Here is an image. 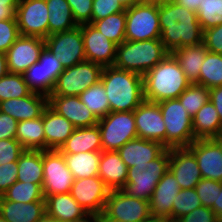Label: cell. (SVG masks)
Instances as JSON below:
<instances>
[{
	"label": "cell",
	"instance_id": "obj_52",
	"mask_svg": "<svg viewBox=\"0 0 222 222\" xmlns=\"http://www.w3.org/2000/svg\"><path fill=\"white\" fill-rule=\"evenodd\" d=\"M175 222H217L214 211L205 206H201L191 213L181 216Z\"/></svg>",
	"mask_w": 222,
	"mask_h": 222
},
{
	"label": "cell",
	"instance_id": "obj_56",
	"mask_svg": "<svg viewBox=\"0 0 222 222\" xmlns=\"http://www.w3.org/2000/svg\"><path fill=\"white\" fill-rule=\"evenodd\" d=\"M173 1L194 12H197L199 4H201L202 2V0H173Z\"/></svg>",
	"mask_w": 222,
	"mask_h": 222
},
{
	"label": "cell",
	"instance_id": "obj_39",
	"mask_svg": "<svg viewBox=\"0 0 222 222\" xmlns=\"http://www.w3.org/2000/svg\"><path fill=\"white\" fill-rule=\"evenodd\" d=\"M31 93L22 74L8 72L0 78V102L28 96Z\"/></svg>",
	"mask_w": 222,
	"mask_h": 222
},
{
	"label": "cell",
	"instance_id": "obj_22",
	"mask_svg": "<svg viewBox=\"0 0 222 222\" xmlns=\"http://www.w3.org/2000/svg\"><path fill=\"white\" fill-rule=\"evenodd\" d=\"M181 190L173 173L168 169L155 187L149 200L152 216L168 217L172 220V207L175 196Z\"/></svg>",
	"mask_w": 222,
	"mask_h": 222
},
{
	"label": "cell",
	"instance_id": "obj_19",
	"mask_svg": "<svg viewBox=\"0 0 222 222\" xmlns=\"http://www.w3.org/2000/svg\"><path fill=\"white\" fill-rule=\"evenodd\" d=\"M169 170L175 176L181 189H193L202 179L194 154L187 148L169 149Z\"/></svg>",
	"mask_w": 222,
	"mask_h": 222
},
{
	"label": "cell",
	"instance_id": "obj_13",
	"mask_svg": "<svg viewBox=\"0 0 222 222\" xmlns=\"http://www.w3.org/2000/svg\"><path fill=\"white\" fill-rule=\"evenodd\" d=\"M110 189L99 176L75 179L70 194L92 217L103 214Z\"/></svg>",
	"mask_w": 222,
	"mask_h": 222
},
{
	"label": "cell",
	"instance_id": "obj_7",
	"mask_svg": "<svg viewBox=\"0 0 222 222\" xmlns=\"http://www.w3.org/2000/svg\"><path fill=\"white\" fill-rule=\"evenodd\" d=\"M102 151H117L138 137L133 111L110 112L98 119Z\"/></svg>",
	"mask_w": 222,
	"mask_h": 222
},
{
	"label": "cell",
	"instance_id": "obj_67",
	"mask_svg": "<svg viewBox=\"0 0 222 222\" xmlns=\"http://www.w3.org/2000/svg\"><path fill=\"white\" fill-rule=\"evenodd\" d=\"M216 221L217 222H222V213H219L216 215Z\"/></svg>",
	"mask_w": 222,
	"mask_h": 222
},
{
	"label": "cell",
	"instance_id": "obj_59",
	"mask_svg": "<svg viewBox=\"0 0 222 222\" xmlns=\"http://www.w3.org/2000/svg\"><path fill=\"white\" fill-rule=\"evenodd\" d=\"M144 222H175L172 221L170 218L168 217H160V216H150L146 221Z\"/></svg>",
	"mask_w": 222,
	"mask_h": 222
},
{
	"label": "cell",
	"instance_id": "obj_54",
	"mask_svg": "<svg viewBox=\"0 0 222 222\" xmlns=\"http://www.w3.org/2000/svg\"><path fill=\"white\" fill-rule=\"evenodd\" d=\"M209 100L214 105L222 122V86L209 89Z\"/></svg>",
	"mask_w": 222,
	"mask_h": 222
},
{
	"label": "cell",
	"instance_id": "obj_17",
	"mask_svg": "<svg viewBox=\"0 0 222 222\" xmlns=\"http://www.w3.org/2000/svg\"><path fill=\"white\" fill-rule=\"evenodd\" d=\"M87 61L103 67L113 66L117 45L98 31L92 24L79 25Z\"/></svg>",
	"mask_w": 222,
	"mask_h": 222
},
{
	"label": "cell",
	"instance_id": "obj_8",
	"mask_svg": "<svg viewBox=\"0 0 222 222\" xmlns=\"http://www.w3.org/2000/svg\"><path fill=\"white\" fill-rule=\"evenodd\" d=\"M125 38L128 41L160 39L158 4L137 3L126 8Z\"/></svg>",
	"mask_w": 222,
	"mask_h": 222
},
{
	"label": "cell",
	"instance_id": "obj_63",
	"mask_svg": "<svg viewBox=\"0 0 222 222\" xmlns=\"http://www.w3.org/2000/svg\"><path fill=\"white\" fill-rule=\"evenodd\" d=\"M213 140L218 144V146L221 149L222 152V133H220L218 136L214 137Z\"/></svg>",
	"mask_w": 222,
	"mask_h": 222
},
{
	"label": "cell",
	"instance_id": "obj_25",
	"mask_svg": "<svg viewBox=\"0 0 222 222\" xmlns=\"http://www.w3.org/2000/svg\"><path fill=\"white\" fill-rule=\"evenodd\" d=\"M167 148L156 141L134 138L125 143L117 152L128 168L135 164L151 162L159 157Z\"/></svg>",
	"mask_w": 222,
	"mask_h": 222
},
{
	"label": "cell",
	"instance_id": "obj_15",
	"mask_svg": "<svg viewBox=\"0 0 222 222\" xmlns=\"http://www.w3.org/2000/svg\"><path fill=\"white\" fill-rule=\"evenodd\" d=\"M44 48L43 38L20 35L5 53L9 72L23 74L39 61Z\"/></svg>",
	"mask_w": 222,
	"mask_h": 222
},
{
	"label": "cell",
	"instance_id": "obj_24",
	"mask_svg": "<svg viewBox=\"0 0 222 222\" xmlns=\"http://www.w3.org/2000/svg\"><path fill=\"white\" fill-rule=\"evenodd\" d=\"M45 150H59L76 127L49 105L43 111Z\"/></svg>",
	"mask_w": 222,
	"mask_h": 222
},
{
	"label": "cell",
	"instance_id": "obj_50",
	"mask_svg": "<svg viewBox=\"0 0 222 222\" xmlns=\"http://www.w3.org/2000/svg\"><path fill=\"white\" fill-rule=\"evenodd\" d=\"M203 44L209 52L222 54V24L203 31Z\"/></svg>",
	"mask_w": 222,
	"mask_h": 222
},
{
	"label": "cell",
	"instance_id": "obj_16",
	"mask_svg": "<svg viewBox=\"0 0 222 222\" xmlns=\"http://www.w3.org/2000/svg\"><path fill=\"white\" fill-rule=\"evenodd\" d=\"M133 113L138 137L166 147V128L159 104L144 100Z\"/></svg>",
	"mask_w": 222,
	"mask_h": 222
},
{
	"label": "cell",
	"instance_id": "obj_32",
	"mask_svg": "<svg viewBox=\"0 0 222 222\" xmlns=\"http://www.w3.org/2000/svg\"><path fill=\"white\" fill-rule=\"evenodd\" d=\"M15 138L25 150H45L43 113L41 117L18 122Z\"/></svg>",
	"mask_w": 222,
	"mask_h": 222
},
{
	"label": "cell",
	"instance_id": "obj_21",
	"mask_svg": "<svg viewBox=\"0 0 222 222\" xmlns=\"http://www.w3.org/2000/svg\"><path fill=\"white\" fill-rule=\"evenodd\" d=\"M47 106V96L32 92L28 96L0 102V112L20 122L41 117Z\"/></svg>",
	"mask_w": 222,
	"mask_h": 222
},
{
	"label": "cell",
	"instance_id": "obj_57",
	"mask_svg": "<svg viewBox=\"0 0 222 222\" xmlns=\"http://www.w3.org/2000/svg\"><path fill=\"white\" fill-rule=\"evenodd\" d=\"M211 209L217 215L222 213V182L218 181V197H217V204H213Z\"/></svg>",
	"mask_w": 222,
	"mask_h": 222
},
{
	"label": "cell",
	"instance_id": "obj_64",
	"mask_svg": "<svg viewBox=\"0 0 222 222\" xmlns=\"http://www.w3.org/2000/svg\"><path fill=\"white\" fill-rule=\"evenodd\" d=\"M165 0H140V3H153V4H160Z\"/></svg>",
	"mask_w": 222,
	"mask_h": 222
},
{
	"label": "cell",
	"instance_id": "obj_41",
	"mask_svg": "<svg viewBox=\"0 0 222 222\" xmlns=\"http://www.w3.org/2000/svg\"><path fill=\"white\" fill-rule=\"evenodd\" d=\"M196 13L203 31L218 26L222 24V0H202Z\"/></svg>",
	"mask_w": 222,
	"mask_h": 222
},
{
	"label": "cell",
	"instance_id": "obj_34",
	"mask_svg": "<svg viewBox=\"0 0 222 222\" xmlns=\"http://www.w3.org/2000/svg\"><path fill=\"white\" fill-rule=\"evenodd\" d=\"M49 12L48 36L76 28L72 10L66 0H45Z\"/></svg>",
	"mask_w": 222,
	"mask_h": 222
},
{
	"label": "cell",
	"instance_id": "obj_31",
	"mask_svg": "<svg viewBox=\"0 0 222 222\" xmlns=\"http://www.w3.org/2000/svg\"><path fill=\"white\" fill-rule=\"evenodd\" d=\"M62 154L75 179L98 176L101 151Z\"/></svg>",
	"mask_w": 222,
	"mask_h": 222
},
{
	"label": "cell",
	"instance_id": "obj_23",
	"mask_svg": "<svg viewBox=\"0 0 222 222\" xmlns=\"http://www.w3.org/2000/svg\"><path fill=\"white\" fill-rule=\"evenodd\" d=\"M46 213L59 222L88 220L91 216L68 193L50 195L45 198Z\"/></svg>",
	"mask_w": 222,
	"mask_h": 222
},
{
	"label": "cell",
	"instance_id": "obj_60",
	"mask_svg": "<svg viewBox=\"0 0 222 222\" xmlns=\"http://www.w3.org/2000/svg\"><path fill=\"white\" fill-rule=\"evenodd\" d=\"M20 0H0V6H18Z\"/></svg>",
	"mask_w": 222,
	"mask_h": 222
},
{
	"label": "cell",
	"instance_id": "obj_37",
	"mask_svg": "<svg viewBox=\"0 0 222 222\" xmlns=\"http://www.w3.org/2000/svg\"><path fill=\"white\" fill-rule=\"evenodd\" d=\"M199 84L208 89L222 86V54L206 53L200 68Z\"/></svg>",
	"mask_w": 222,
	"mask_h": 222
},
{
	"label": "cell",
	"instance_id": "obj_26",
	"mask_svg": "<svg viewBox=\"0 0 222 222\" xmlns=\"http://www.w3.org/2000/svg\"><path fill=\"white\" fill-rule=\"evenodd\" d=\"M98 176L112 190H121L128 177V167L117 151H101Z\"/></svg>",
	"mask_w": 222,
	"mask_h": 222
},
{
	"label": "cell",
	"instance_id": "obj_49",
	"mask_svg": "<svg viewBox=\"0 0 222 222\" xmlns=\"http://www.w3.org/2000/svg\"><path fill=\"white\" fill-rule=\"evenodd\" d=\"M24 151L25 149L16 139L0 140V165L18 161Z\"/></svg>",
	"mask_w": 222,
	"mask_h": 222
},
{
	"label": "cell",
	"instance_id": "obj_46",
	"mask_svg": "<svg viewBox=\"0 0 222 222\" xmlns=\"http://www.w3.org/2000/svg\"><path fill=\"white\" fill-rule=\"evenodd\" d=\"M195 190L202 206L211 208L213 204H217L218 181L202 178L195 186Z\"/></svg>",
	"mask_w": 222,
	"mask_h": 222
},
{
	"label": "cell",
	"instance_id": "obj_20",
	"mask_svg": "<svg viewBox=\"0 0 222 222\" xmlns=\"http://www.w3.org/2000/svg\"><path fill=\"white\" fill-rule=\"evenodd\" d=\"M48 105L59 115L64 116L76 128L97 125L98 119L79 96L50 95Z\"/></svg>",
	"mask_w": 222,
	"mask_h": 222
},
{
	"label": "cell",
	"instance_id": "obj_4",
	"mask_svg": "<svg viewBox=\"0 0 222 222\" xmlns=\"http://www.w3.org/2000/svg\"><path fill=\"white\" fill-rule=\"evenodd\" d=\"M168 54L169 52L165 49L160 39L125 40L116 48L113 66L144 76Z\"/></svg>",
	"mask_w": 222,
	"mask_h": 222
},
{
	"label": "cell",
	"instance_id": "obj_65",
	"mask_svg": "<svg viewBox=\"0 0 222 222\" xmlns=\"http://www.w3.org/2000/svg\"><path fill=\"white\" fill-rule=\"evenodd\" d=\"M96 222H124V221L112 220V219H96Z\"/></svg>",
	"mask_w": 222,
	"mask_h": 222
},
{
	"label": "cell",
	"instance_id": "obj_47",
	"mask_svg": "<svg viewBox=\"0 0 222 222\" xmlns=\"http://www.w3.org/2000/svg\"><path fill=\"white\" fill-rule=\"evenodd\" d=\"M20 36L16 16L0 21V52L6 53Z\"/></svg>",
	"mask_w": 222,
	"mask_h": 222
},
{
	"label": "cell",
	"instance_id": "obj_35",
	"mask_svg": "<svg viewBox=\"0 0 222 222\" xmlns=\"http://www.w3.org/2000/svg\"><path fill=\"white\" fill-rule=\"evenodd\" d=\"M79 97L97 119L110 113L109 102L101 80L86 89Z\"/></svg>",
	"mask_w": 222,
	"mask_h": 222
},
{
	"label": "cell",
	"instance_id": "obj_6",
	"mask_svg": "<svg viewBox=\"0 0 222 222\" xmlns=\"http://www.w3.org/2000/svg\"><path fill=\"white\" fill-rule=\"evenodd\" d=\"M166 128V148L188 147L196 140L193 120L179 99H168L158 103Z\"/></svg>",
	"mask_w": 222,
	"mask_h": 222
},
{
	"label": "cell",
	"instance_id": "obj_38",
	"mask_svg": "<svg viewBox=\"0 0 222 222\" xmlns=\"http://www.w3.org/2000/svg\"><path fill=\"white\" fill-rule=\"evenodd\" d=\"M2 196L8 201L21 203L45 201L42 185L31 182L16 181Z\"/></svg>",
	"mask_w": 222,
	"mask_h": 222
},
{
	"label": "cell",
	"instance_id": "obj_14",
	"mask_svg": "<svg viewBox=\"0 0 222 222\" xmlns=\"http://www.w3.org/2000/svg\"><path fill=\"white\" fill-rule=\"evenodd\" d=\"M15 16L20 35L48 37L49 12L45 0H20Z\"/></svg>",
	"mask_w": 222,
	"mask_h": 222
},
{
	"label": "cell",
	"instance_id": "obj_12",
	"mask_svg": "<svg viewBox=\"0 0 222 222\" xmlns=\"http://www.w3.org/2000/svg\"><path fill=\"white\" fill-rule=\"evenodd\" d=\"M45 47L55 55L65 68L86 60L81 27L49 35Z\"/></svg>",
	"mask_w": 222,
	"mask_h": 222
},
{
	"label": "cell",
	"instance_id": "obj_58",
	"mask_svg": "<svg viewBox=\"0 0 222 222\" xmlns=\"http://www.w3.org/2000/svg\"><path fill=\"white\" fill-rule=\"evenodd\" d=\"M9 72L6 61V54L0 52V78Z\"/></svg>",
	"mask_w": 222,
	"mask_h": 222
},
{
	"label": "cell",
	"instance_id": "obj_68",
	"mask_svg": "<svg viewBox=\"0 0 222 222\" xmlns=\"http://www.w3.org/2000/svg\"><path fill=\"white\" fill-rule=\"evenodd\" d=\"M0 222H7L2 216H0Z\"/></svg>",
	"mask_w": 222,
	"mask_h": 222
},
{
	"label": "cell",
	"instance_id": "obj_55",
	"mask_svg": "<svg viewBox=\"0 0 222 222\" xmlns=\"http://www.w3.org/2000/svg\"><path fill=\"white\" fill-rule=\"evenodd\" d=\"M17 6H0V21L13 19Z\"/></svg>",
	"mask_w": 222,
	"mask_h": 222
},
{
	"label": "cell",
	"instance_id": "obj_36",
	"mask_svg": "<svg viewBox=\"0 0 222 222\" xmlns=\"http://www.w3.org/2000/svg\"><path fill=\"white\" fill-rule=\"evenodd\" d=\"M90 24H92L98 31L104 34V36H106L110 41L114 42L117 46L126 40L125 12L109 15L106 18L91 22Z\"/></svg>",
	"mask_w": 222,
	"mask_h": 222
},
{
	"label": "cell",
	"instance_id": "obj_18",
	"mask_svg": "<svg viewBox=\"0 0 222 222\" xmlns=\"http://www.w3.org/2000/svg\"><path fill=\"white\" fill-rule=\"evenodd\" d=\"M187 148L194 154L202 178L222 182V152L213 139H196Z\"/></svg>",
	"mask_w": 222,
	"mask_h": 222
},
{
	"label": "cell",
	"instance_id": "obj_30",
	"mask_svg": "<svg viewBox=\"0 0 222 222\" xmlns=\"http://www.w3.org/2000/svg\"><path fill=\"white\" fill-rule=\"evenodd\" d=\"M193 134L196 139H213L222 133L221 119L209 100L192 118Z\"/></svg>",
	"mask_w": 222,
	"mask_h": 222
},
{
	"label": "cell",
	"instance_id": "obj_61",
	"mask_svg": "<svg viewBox=\"0 0 222 222\" xmlns=\"http://www.w3.org/2000/svg\"><path fill=\"white\" fill-rule=\"evenodd\" d=\"M37 222H59V221L45 212L44 215Z\"/></svg>",
	"mask_w": 222,
	"mask_h": 222
},
{
	"label": "cell",
	"instance_id": "obj_43",
	"mask_svg": "<svg viewBox=\"0 0 222 222\" xmlns=\"http://www.w3.org/2000/svg\"><path fill=\"white\" fill-rule=\"evenodd\" d=\"M22 75L32 92L48 97V76L43 64L39 61L34 63Z\"/></svg>",
	"mask_w": 222,
	"mask_h": 222
},
{
	"label": "cell",
	"instance_id": "obj_2",
	"mask_svg": "<svg viewBox=\"0 0 222 222\" xmlns=\"http://www.w3.org/2000/svg\"><path fill=\"white\" fill-rule=\"evenodd\" d=\"M101 82L105 88L110 112L134 111L144 100L143 76L107 66Z\"/></svg>",
	"mask_w": 222,
	"mask_h": 222
},
{
	"label": "cell",
	"instance_id": "obj_29",
	"mask_svg": "<svg viewBox=\"0 0 222 222\" xmlns=\"http://www.w3.org/2000/svg\"><path fill=\"white\" fill-rule=\"evenodd\" d=\"M208 50L204 44L197 46H183L171 54L177 60L190 83L199 84L200 68Z\"/></svg>",
	"mask_w": 222,
	"mask_h": 222
},
{
	"label": "cell",
	"instance_id": "obj_62",
	"mask_svg": "<svg viewBox=\"0 0 222 222\" xmlns=\"http://www.w3.org/2000/svg\"><path fill=\"white\" fill-rule=\"evenodd\" d=\"M120 3L125 7L129 8L137 3H140V0H120Z\"/></svg>",
	"mask_w": 222,
	"mask_h": 222
},
{
	"label": "cell",
	"instance_id": "obj_51",
	"mask_svg": "<svg viewBox=\"0 0 222 222\" xmlns=\"http://www.w3.org/2000/svg\"><path fill=\"white\" fill-rule=\"evenodd\" d=\"M17 172V161L0 165V196L17 181Z\"/></svg>",
	"mask_w": 222,
	"mask_h": 222
},
{
	"label": "cell",
	"instance_id": "obj_48",
	"mask_svg": "<svg viewBox=\"0 0 222 222\" xmlns=\"http://www.w3.org/2000/svg\"><path fill=\"white\" fill-rule=\"evenodd\" d=\"M77 25L91 23L93 0H66Z\"/></svg>",
	"mask_w": 222,
	"mask_h": 222
},
{
	"label": "cell",
	"instance_id": "obj_53",
	"mask_svg": "<svg viewBox=\"0 0 222 222\" xmlns=\"http://www.w3.org/2000/svg\"><path fill=\"white\" fill-rule=\"evenodd\" d=\"M18 121L8 114L0 112V140L16 139Z\"/></svg>",
	"mask_w": 222,
	"mask_h": 222
},
{
	"label": "cell",
	"instance_id": "obj_28",
	"mask_svg": "<svg viewBox=\"0 0 222 222\" xmlns=\"http://www.w3.org/2000/svg\"><path fill=\"white\" fill-rule=\"evenodd\" d=\"M61 153L102 151L101 135L98 125L76 128L59 149Z\"/></svg>",
	"mask_w": 222,
	"mask_h": 222
},
{
	"label": "cell",
	"instance_id": "obj_44",
	"mask_svg": "<svg viewBox=\"0 0 222 222\" xmlns=\"http://www.w3.org/2000/svg\"><path fill=\"white\" fill-rule=\"evenodd\" d=\"M39 62L44 65L48 76V97L51 95L58 76L64 71L61 62L46 47L41 52Z\"/></svg>",
	"mask_w": 222,
	"mask_h": 222
},
{
	"label": "cell",
	"instance_id": "obj_42",
	"mask_svg": "<svg viewBox=\"0 0 222 222\" xmlns=\"http://www.w3.org/2000/svg\"><path fill=\"white\" fill-rule=\"evenodd\" d=\"M201 206L202 205L195 188L181 189L173 201L172 221H175L183 215L191 213L193 210Z\"/></svg>",
	"mask_w": 222,
	"mask_h": 222
},
{
	"label": "cell",
	"instance_id": "obj_40",
	"mask_svg": "<svg viewBox=\"0 0 222 222\" xmlns=\"http://www.w3.org/2000/svg\"><path fill=\"white\" fill-rule=\"evenodd\" d=\"M191 118L209 101V89L197 83H191L178 97Z\"/></svg>",
	"mask_w": 222,
	"mask_h": 222
},
{
	"label": "cell",
	"instance_id": "obj_33",
	"mask_svg": "<svg viewBox=\"0 0 222 222\" xmlns=\"http://www.w3.org/2000/svg\"><path fill=\"white\" fill-rule=\"evenodd\" d=\"M17 181L43 185V150H25L17 161Z\"/></svg>",
	"mask_w": 222,
	"mask_h": 222
},
{
	"label": "cell",
	"instance_id": "obj_66",
	"mask_svg": "<svg viewBox=\"0 0 222 222\" xmlns=\"http://www.w3.org/2000/svg\"><path fill=\"white\" fill-rule=\"evenodd\" d=\"M77 222H96V219L95 217H90L88 220H85V221H77Z\"/></svg>",
	"mask_w": 222,
	"mask_h": 222
},
{
	"label": "cell",
	"instance_id": "obj_10",
	"mask_svg": "<svg viewBox=\"0 0 222 222\" xmlns=\"http://www.w3.org/2000/svg\"><path fill=\"white\" fill-rule=\"evenodd\" d=\"M150 216L149 201L130 197L121 190H112L107 198L103 214L95 219L144 222Z\"/></svg>",
	"mask_w": 222,
	"mask_h": 222
},
{
	"label": "cell",
	"instance_id": "obj_5",
	"mask_svg": "<svg viewBox=\"0 0 222 222\" xmlns=\"http://www.w3.org/2000/svg\"><path fill=\"white\" fill-rule=\"evenodd\" d=\"M169 149L151 162L128 168V177L121 189L126 195L149 201L156 185L169 169Z\"/></svg>",
	"mask_w": 222,
	"mask_h": 222
},
{
	"label": "cell",
	"instance_id": "obj_45",
	"mask_svg": "<svg viewBox=\"0 0 222 222\" xmlns=\"http://www.w3.org/2000/svg\"><path fill=\"white\" fill-rule=\"evenodd\" d=\"M125 11L126 8L120 3V0H93L91 22Z\"/></svg>",
	"mask_w": 222,
	"mask_h": 222
},
{
	"label": "cell",
	"instance_id": "obj_11",
	"mask_svg": "<svg viewBox=\"0 0 222 222\" xmlns=\"http://www.w3.org/2000/svg\"><path fill=\"white\" fill-rule=\"evenodd\" d=\"M75 178L66 165L64 155L59 150H43V194L68 193Z\"/></svg>",
	"mask_w": 222,
	"mask_h": 222
},
{
	"label": "cell",
	"instance_id": "obj_9",
	"mask_svg": "<svg viewBox=\"0 0 222 222\" xmlns=\"http://www.w3.org/2000/svg\"><path fill=\"white\" fill-rule=\"evenodd\" d=\"M103 68L87 60L65 68L58 76L51 95L79 96L101 80Z\"/></svg>",
	"mask_w": 222,
	"mask_h": 222
},
{
	"label": "cell",
	"instance_id": "obj_27",
	"mask_svg": "<svg viewBox=\"0 0 222 222\" xmlns=\"http://www.w3.org/2000/svg\"><path fill=\"white\" fill-rule=\"evenodd\" d=\"M45 212V201L21 203L0 196V216L7 222H37Z\"/></svg>",
	"mask_w": 222,
	"mask_h": 222
},
{
	"label": "cell",
	"instance_id": "obj_3",
	"mask_svg": "<svg viewBox=\"0 0 222 222\" xmlns=\"http://www.w3.org/2000/svg\"><path fill=\"white\" fill-rule=\"evenodd\" d=\"M190 84L177 60L169 53L143 76L144 98L155 103L177 99Z\"/></svg>",
	"mask_w": 222,
	"mask_h": 222
},
{
	"label": "cell",
	"instance_id": "obj_1",
	"mask_svg": "<svg viewBox=\"0 0 222 222\" xmlns=\"http://www.w3.org/2000/svg\"><path fill=\"white\" fill-rule=\"evenodd\" d=\"M158 15L160 40L169 53L183 46L203 43V30L196 12L173 0H165L158 4Z\"/></svg>",
	"mask_w": 222,
	"mask_h": 222
}]
</instances>
